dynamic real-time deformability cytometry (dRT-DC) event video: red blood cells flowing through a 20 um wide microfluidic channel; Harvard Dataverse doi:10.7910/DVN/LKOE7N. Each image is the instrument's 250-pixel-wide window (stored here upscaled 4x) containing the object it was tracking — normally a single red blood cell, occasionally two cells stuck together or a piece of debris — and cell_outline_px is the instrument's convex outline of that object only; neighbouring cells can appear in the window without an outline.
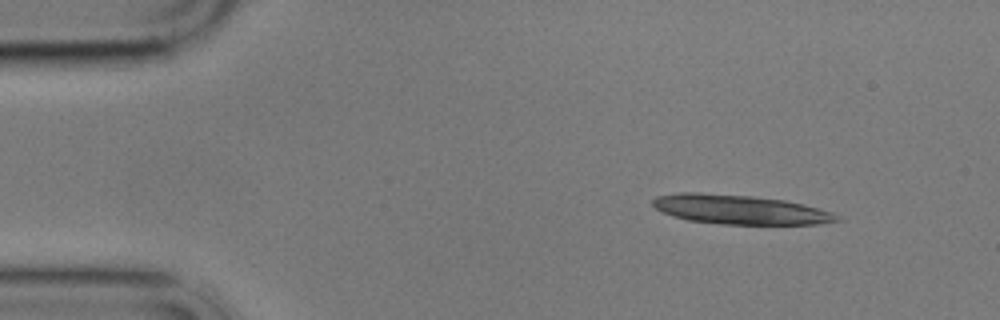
{"species": "common noctule bat (a hibernating species)", "species_latin": "Nyctalus noctula", "temperature_condition": "cold", "stored_images_in_passage": 5, "camera_frame_rate_fps": 3000, "um_per_image_px": 0.085, "animal": {"sex": "male", "body_mass_g": 17.9}, "frame": {"image": 1, "passage_image": 1, "time_ms": 0.0, "image_size_px": [1000, 320], "cell_outline_px": [[844, 220], [816, 224], [724, 224], [688, 220], [672, 216], [656, 208], [652, 204], [652, 200], [656, 196], [680, 192], [700, 192], [752, 196], [784, 200], [832, 212], [840, 216]], "centroid_in_image_um": [62.87, 17.81], "position_along_channel_um": 22.1, "area_um2": 31.33}}